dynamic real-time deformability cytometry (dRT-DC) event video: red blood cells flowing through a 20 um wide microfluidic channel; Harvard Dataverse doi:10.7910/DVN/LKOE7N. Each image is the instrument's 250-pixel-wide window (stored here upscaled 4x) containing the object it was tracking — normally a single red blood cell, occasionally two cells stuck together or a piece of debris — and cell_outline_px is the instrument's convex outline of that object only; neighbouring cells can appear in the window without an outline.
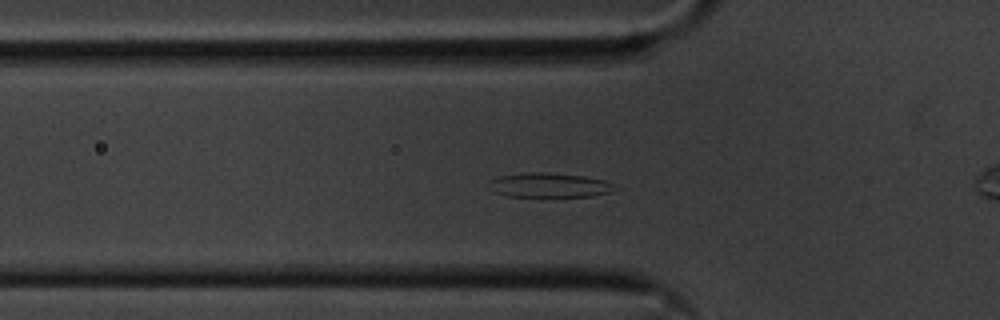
{"species": "common noctule bat (a hibernating species)", "species_latin": "Nyctalus noctula", "temperature_condition": "cold", "stored_images_in_passage": 54, "camera_frame_rate_fps": 3000, "um_per_image_px": 0.085, "animal": {"sex": "male", "body_mass_g": 20.1, "forearm_length_mm": 53.5}, "frame": {"image": 1, "passage_image": 15, "time_ms": 4.667, "image_size_px": [1000, 320], "cell_outline_px": [[616, 188], [608, 192], [592, 196], [508, 196], [496, 192], [492, 180], [500, 176], [528, 172], [548, 172], [584, 176], [604, 180], [612, 184]], "centroid_in_image_um": [46.76, 15.73], "position_along_channel_um": 79.0, "area_um2": 17.34}}
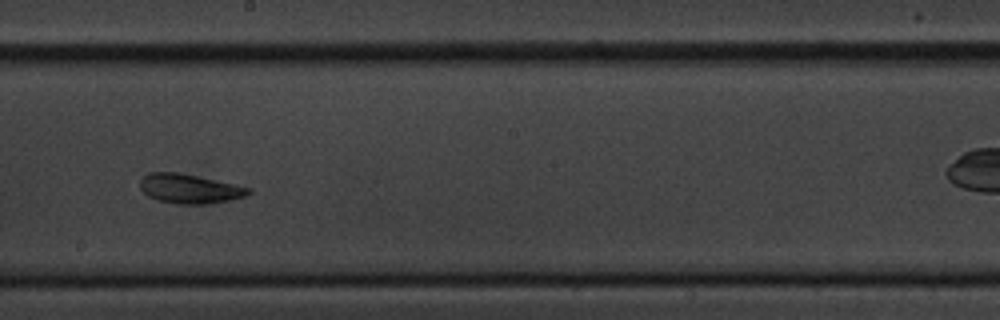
{"frame": {"image": 2, "passage_image": 28, "time_ms": 9.0, "image_size_px": [1000, 320], "cell_outline_px": [[252, 192], [244, 196], [228, 200], [208, 204], [176, 204], [156, 200], [148, 196], [140, 188], [140, 180], [148, 172], [180, 172], [252, 188]], "centroid_in_image_um": [16.09, 16.04], "position_along_channel_um": 232.1, "area_um2": 18.61}}
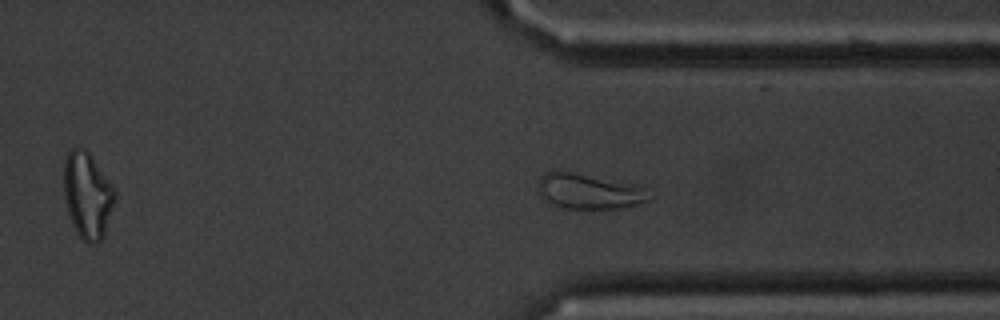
{"frame": {"image": 3, "passage_image": 39, "time_ms": 12.667, "image_size_px": [1000, 320], "cell_outline_px": [[656, 196], [652, 200], [620, 208], [556, 208], [544, 200], [540, 196], [536, 184], [540, 176], [556, 168], [644, 188]], "centroid_in_image_um": [49.98, 16.27], "position_along_channel_um": 361.4, "area_um2": 23.06}, "authors_computed_cell_mechanics": {"area_um2": 19.5653, "velocity_mm_per_s": 3.5172, "shape_relaxation_time_tau1_ms": 2.9399, "shape_relaxation_time_tau2_ms": 2.1414, "deformation_change_tau1": 0.1039, "deformation_change_tau2": 0.07}}